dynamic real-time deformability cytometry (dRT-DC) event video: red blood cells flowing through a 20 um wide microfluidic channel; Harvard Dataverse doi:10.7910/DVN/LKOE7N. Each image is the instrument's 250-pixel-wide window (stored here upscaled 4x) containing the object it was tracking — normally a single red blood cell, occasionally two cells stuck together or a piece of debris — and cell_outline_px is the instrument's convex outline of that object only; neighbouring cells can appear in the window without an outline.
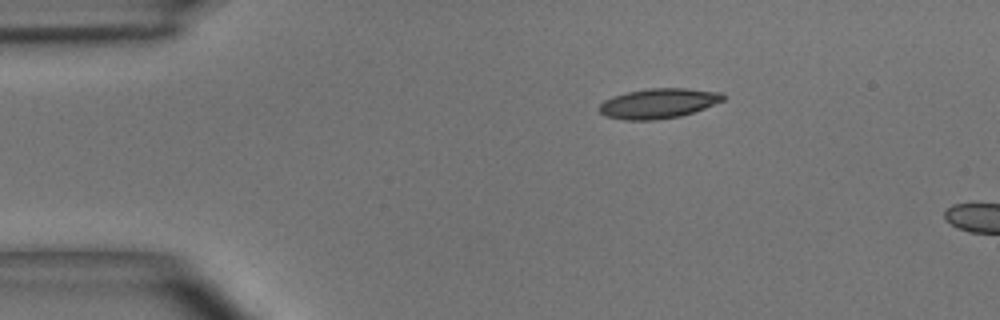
{"species": "common noctule bat (a hibernating species)", "species_latin": "Nyctalus noctula", "temperature_condition": "room temperature", "stored_images_in_passage": 4, "camera_frame_rate_fps": 3000, "um_per_image_px": 0.085, "animal": {"sex": "male", "body_mass_g": 15.6}, "frame": {"image": 1, "passage_image": 1, "time_ms": 0.0, "image_size_px": [1000, 320], "cell_outline_px": [[728, 96], [724, 100], [704, 108], [680, 116], [656, 120], [624, 120], [604, 116], [596, 108], [604, 100], [612, 96], [628, 92], [648, 88], [688, 88], [724, 92]], "centroid_in_image_um": [55.97, 8.78], "position_along_channel_um": 29.0, "area_um2": 21.91}}